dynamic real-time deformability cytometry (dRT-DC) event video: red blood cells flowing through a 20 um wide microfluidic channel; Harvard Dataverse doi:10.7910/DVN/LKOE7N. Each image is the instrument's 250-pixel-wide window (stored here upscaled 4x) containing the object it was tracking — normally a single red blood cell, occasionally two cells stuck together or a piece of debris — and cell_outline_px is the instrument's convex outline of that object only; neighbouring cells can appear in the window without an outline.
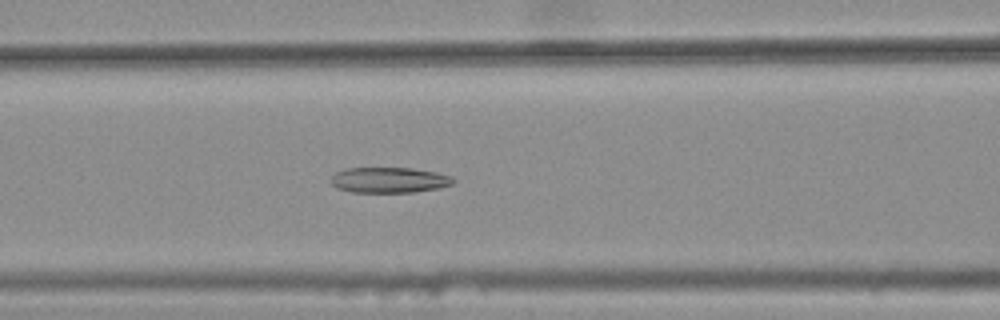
{"species": "common noctule bat (a hibernating species)", "species_latin": "Nyctalus noctula", "temperature_condition": "warm", "stored_images_in_passage": 35, "camera_frame_rate_fps": 3000, "um_per_image_px": 0.085, "animal": {"sex": "female", "body_mass_g": 25.1}, "frame": {"image": 1, "passage_image": 12, "time_ms": 3.667, "image_size_px": [1000, 320], "cell_outline_px": [[456, 180], [452, 184], [440, 188], [416, 192], [352, 192], [336, 188], [328, 180], [336, 172], [344, 168], [412, 168], [436, 172], [452, 176]], "centroid_in_image_um": [33.07, 15.3], "position_along_channel_um": 133.5, "area_um2": 18.44}}
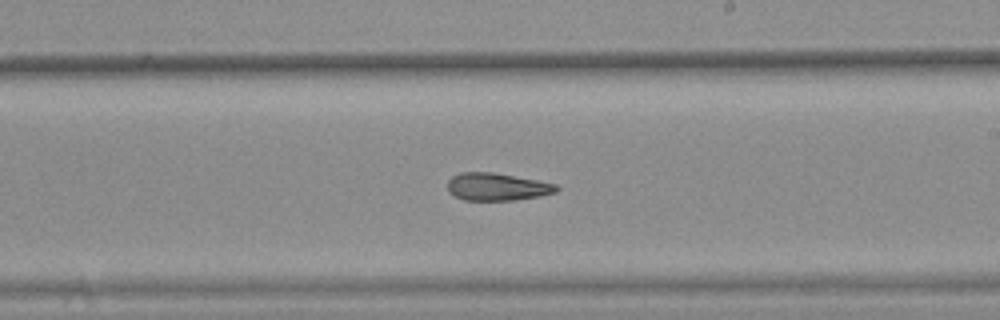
{"frame": {"image": 2, "passage_image": 21, "time_ms": 6.667, "image_size_px": [1000, 320], "cell_outline_px": [[560, 188], [556, 192], [540, 196], [512, 200], [464, 200], [448, 192], [448, 180], [452, 176], [460, 172], [492, 172], [536, 180], [556, 184]], "centroid_in_image_um": [42.23, 15.87], "position_along_channel_um": 246.8, "area_um2": 17.4}}
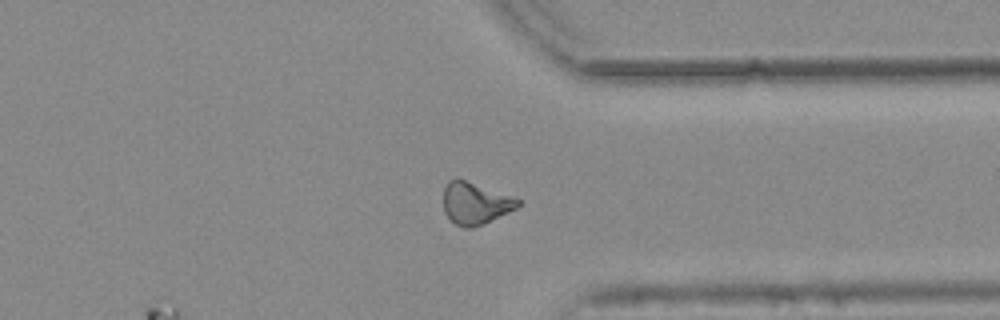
{"frame": {"image": 3, "passage_image": 31, "time_ms": 10.0, "image_size_px": [1000, 320], "cell_outline_px": [[520, 204], [516, 208], [484, 224], [472, 228], [464, 228], [456, 224], [444, 212], [444, 188], [448, 180], [456, 176], [512, 196], [520, 200]], "centroid_in_image_um": [40.38, 17.25], "position_along_channel_um": 371.0, "area_um2": 18.32}, "authors_computed_cell_mechanics": {"area_um2": 18.3226, "velocity_mm_per_s": 3.7791, "shape_relaxation_time_tau1_ms": null, "shape_relaxation_time_tau2_ms": 5.0827, "deformation_change_tau1": null, "deformation_change_tau2": 0.1405}}